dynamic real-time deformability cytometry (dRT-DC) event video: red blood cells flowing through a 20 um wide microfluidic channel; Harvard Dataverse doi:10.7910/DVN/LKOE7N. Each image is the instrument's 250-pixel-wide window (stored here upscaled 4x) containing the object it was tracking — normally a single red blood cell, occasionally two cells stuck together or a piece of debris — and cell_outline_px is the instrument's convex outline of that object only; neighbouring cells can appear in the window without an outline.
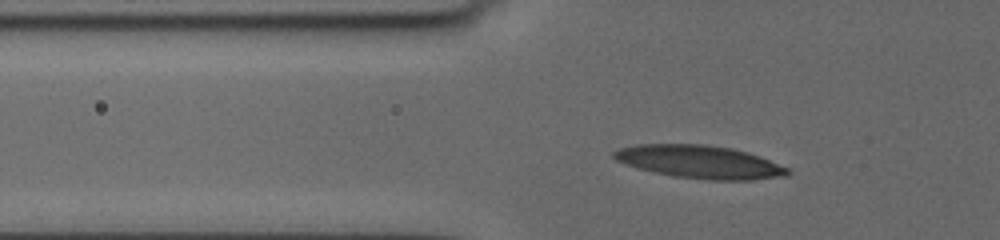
{"species": "human", "species_latin": "Homo sapiens", "temperature_condition": "cold", "stored_images_in_passage": 44, "camera_frame_rate_fps": 3000, "um_per_image_px": 0.085, "donor": {"sex": "female"}, "frame": {"image": 1, "passage_image": 12, "time_ms": 3.667, "image_size_px": [1000, 240], "cell_outline_px": [[792, 172], [788, 176], [752, 180], [708, 180], [672, 176], [636, 168], [624, 164], [616, 160], [612, 156], [612, 152], [620, 148], [636, 144], [704, 144], [732, 148], [748, 152], [760, 156], [788, 168]], "centroid_in_image_um": [59.48, 13.76], "position_along_channel_um": 66.3, "area_um2": 33.7}}
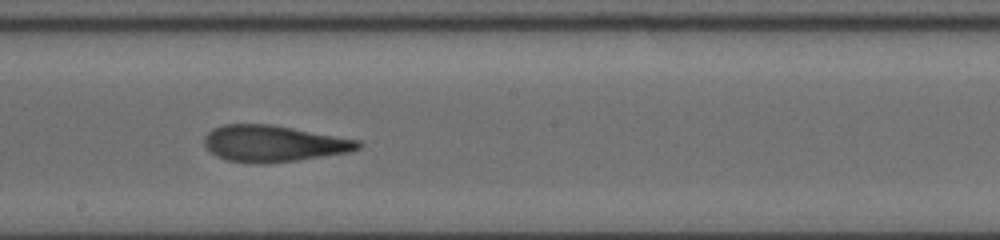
{"frame": {"image": 2, "passage_image": 26, "time_ms": 8.333, "image_size_px": [1000, 240], "cell_outline_px": [[364, 144], [360, 148], [352, 152], [296, 160], [264, 164], [252, 164], [228, 160], [216, 156], [204, 144], [204, 136], [212, 128], [224, 124], [272, 124], [360, 140]], "centroid_in_image_um": [23.27, 12.2], "position_along_channel_um": 224.9, "area_um2": 32.89}}
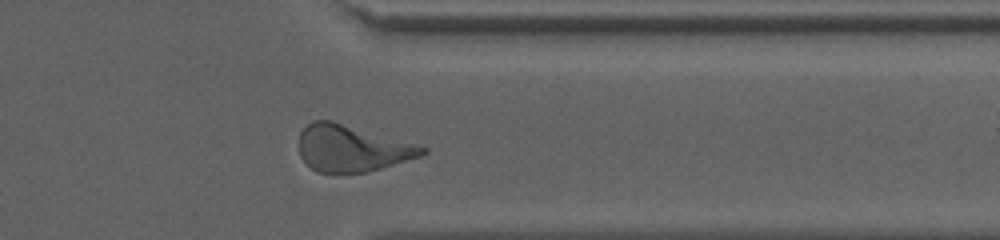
{"frame": {"image": 3, "passage_image": 39, "time_ms": 12.667, "image_size_px": [1000, 240], "cell_outline_px": [[428, 152], [420, 156], [380, 168], [364, 172], [332, 176], [316, 172], [300, 156], [300, 132], [312, 120], [332, 120], [428, 148]], "centroid_in_image_um": [29.86, 12.64], "position_along_channel_um": 381.5, "area_um2": 33.47}, "authors_computed_cell_mechanics": {"area_um2": 32.4258, "velocity_mm_per_s": 3.6282, "shape_relaxation_time_tau1_ms": 4.0682, "shape_relaxation_time_tau2_ms": 2.3062, "deformation_change_tau1": 0.2108, "deformation_change_tau2": 0.1067}}